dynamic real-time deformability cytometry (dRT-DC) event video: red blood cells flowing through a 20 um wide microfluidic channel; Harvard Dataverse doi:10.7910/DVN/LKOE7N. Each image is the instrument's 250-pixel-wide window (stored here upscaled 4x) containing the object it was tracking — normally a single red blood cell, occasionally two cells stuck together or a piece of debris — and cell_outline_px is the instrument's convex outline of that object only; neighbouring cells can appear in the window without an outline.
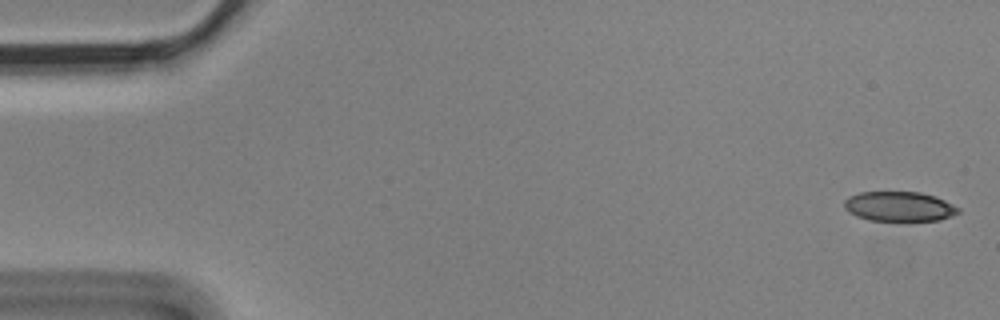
{"species": "Egyptian fruit bat (a non-hibernating species)", "species_latin": "Rousettus aegyptiacus", "temperature_condition": "cold", "stored_images_in_passage": 5, "camera_frame_rate_fps": 3000, "um_per_image_px": 0.085, "animal": {"sex": "male"}, "frame": {"image": 1, "passage_image": 1, "time_ms": 0.0, "image_size_px": [1000, 320], "cell_outline_px": [[960, 212], [952, 216], [940, 220], [908, 224], [868, 220], [856, 216], [848, 212], [844, 208], [844, 200], [848, 196], [860, 192], [920, 192], [936, 196], [960, 208]], "centroid_in_image_um": [76.45, 17.6], "position_along_channel_um": 8.6, "area_um2": 20.87}}
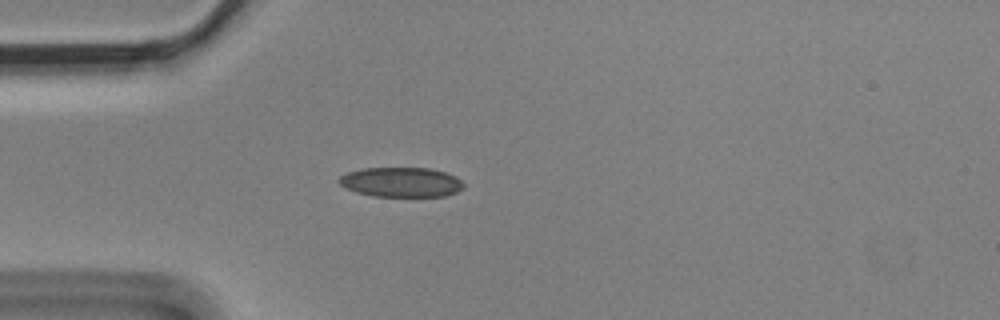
{"frame": {"image": 2, "passage_image": 5, "time_ms": 1.333, "image_size_px": [1000, 320], "cell_outline_px": [[464, 188], [456, 192], [444, 196], [372, 196], [356, 192], [340, 184], [336, 180], [340, 176], [348, 172], [360, 168], [428, 168], [448, 172], [456, 176], [464, 184]], "centroid_in_image_um": [34.11, 15.47], "position_along_channel_um": 50.9, "area_um2": 21.68}}